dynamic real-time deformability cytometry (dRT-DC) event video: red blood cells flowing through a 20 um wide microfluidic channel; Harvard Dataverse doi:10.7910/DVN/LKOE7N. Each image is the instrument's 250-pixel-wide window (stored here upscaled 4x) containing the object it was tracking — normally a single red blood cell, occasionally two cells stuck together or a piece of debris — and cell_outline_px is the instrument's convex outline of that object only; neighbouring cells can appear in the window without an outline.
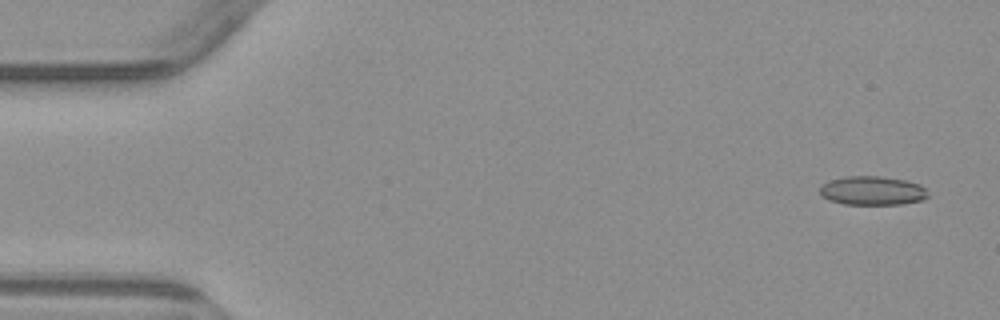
{"species": "common noctule bat (a hibernating species)", "species_latin": "Nyctalus noctula", "temperature_condition": "warm", "stored_images_in_passage": 7, "camera_frame_rate_fps": 3000, "um_per_image_px": 0.085, "animal": {"sex": "male", "body_mass_g": 23.1, "forearm_length_mm": 52.7}, "frame": {"image": 1, "passage_image": 1, "time_ms": 0.0, "image_size_px": [1000, 320], "cell_outline_px": [[928, 196], [924, 200], [900, 204], [844, 204], [828, 200], [820, 196], [820, 188], [828, 180], [848, 176], [880, 176], [904, 180], [920, 184], [924, 188]], "centroid_in_image_um": [74.13, 16.21], "position_along_channel_um": 10.9, "area_um2": 18.21}}
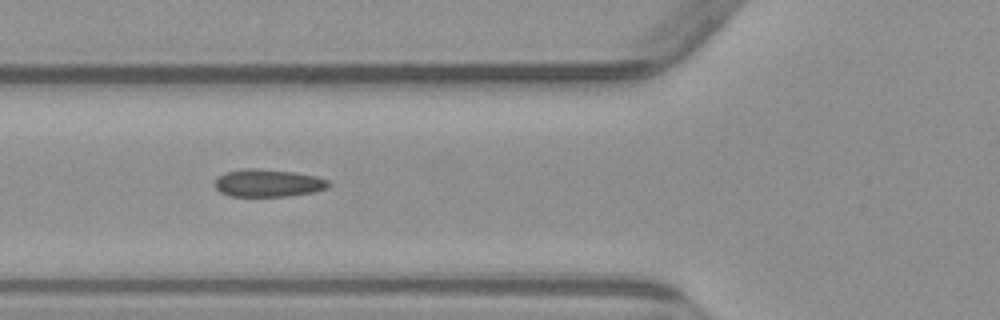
{"frame": {"image": 2, "passage_image": 5, "time_ms": 5.667, "image_size_px": [1000, 320], "cell_outline_px": [[332, 184], [328, 188], [312, 192], [288, 196], [228, 196], [220, 192], [216, 188], [216, 180], [224, 172], [244, 168], [260, 168], [296, 172], [316, 176], [328, 180]], "centroid_in_image_um": [22.81, 15.55], "position_along_channel_um": 103.0, "area_um2": 18.44}}
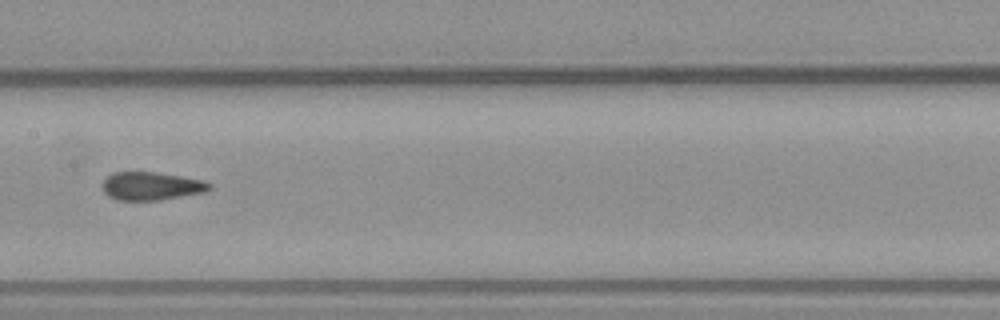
{"frame": {"image": 3, "passage_image": 7, "time_ms": 8.0, "image_size_px": [1000, 320], "cell_outline_px": [[212, 188], [204, 192], [160, 200], [116, 200], [108, 196], [104, 192], [104, 180], [112, 172], [156, 172], [204, 180], [212, 184]], "centroid_in_image_um": [12.88, 15.81], "position_along_channel_um": 194.5, "area_um2": 17.51}}